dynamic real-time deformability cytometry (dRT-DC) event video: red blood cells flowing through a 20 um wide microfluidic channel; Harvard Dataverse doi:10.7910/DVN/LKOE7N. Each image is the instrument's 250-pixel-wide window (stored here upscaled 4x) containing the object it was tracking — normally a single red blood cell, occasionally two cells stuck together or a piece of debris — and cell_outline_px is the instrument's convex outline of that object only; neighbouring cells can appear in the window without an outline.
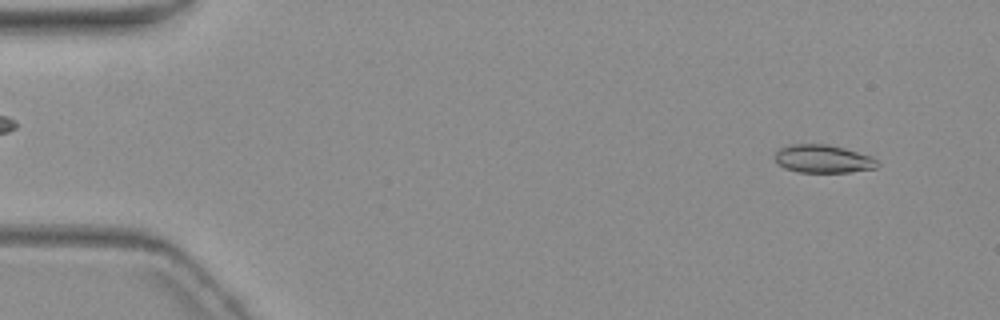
{"species": "common noctule bat (a hibernating species)", "species_latin": "Nyctalus noctula", "temperature_condition": "warm", "stored_images_in_passage": 5, "camera_frame_rate_fps": 3000, "um_per_image_px": 0.085, "animal": {"sex": "female", "body_mass_g": 19.3, "forearm_length_mm": 54.1}, "frame": {"image": 1, "passage_image": 1, "time_ms": 0.0, "image_size_px": [1000, 320], "cell_outline_px": [[880, 164], [876, 168], [848, 172], [800, 172], [784, 168], [776, 164], [776, 152], [780, 148], [788, 144], [828, 144], [844, 148], [872, 156]], "centroid_in_image_um": [69.95, 13.5], "position_along_channel_um": 15.0, "area_um2": 16.82}}